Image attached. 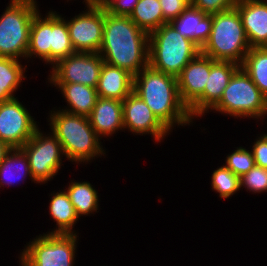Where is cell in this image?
<instances>
[{"label":"cell","mask_w":267,"mask_h":266,"mask_svg":"<svg viewBox=\"0 0 267 266\" xmlns=\"http://www.w3.org/2000/svg\"><path fill=\"white\" fill-rule=\"evenodd\" d=\"M104 60L99 53L75 52L50 68L48 83H78L96 88Z\"/></svg>","instance_id":"30bf717a"},{"label":"cell","mask_w":267,"mask_h":266,"mask_svg":"<svg viewBox=\"0 0 267 266\" xmlns=\"http://www.w3.org/2000/svg\"><path fill=\"white\" fill-rule=\"evenodd\" d=\"M69 0H67V2H68ZM72 1V0H71ZM84 2H85V4H101V0H83V4H84Z\"/></svg>","instance_id":"8d00e7d4"},{"label":"cell","mask_w":267,"mask_h":266,"mask_svg":"<svg viewBox=\"0 0 267 266\" xmlns=\"http://www.w3.org/2000/svg\"><path fill=\"white\" fill-rule=\"evenodd\" d=\"M129 17L140 29L148 34L164 24L159 0H138Z\"/></svg>","instance_id":"4316f807"},{"label":"cell","mask_w":267,"mask_h":266,"mask_svg":"<svg viewBox=\"0 0 267 266\" xmlns=\"http://www.w3.org/2000/svg\"><path fill=\"white\" fill-rule=\"evenodd\" d=\"M212 111L237 119L247 117L264 122L267 118V97L240 67L233 74L219 102L210 110Z\"/></svg>","instance_id":"8992f818"},{"label":"cell","mask_w":267,"mask_h":266,"mask_svg":"<svg viewBox=\"0 0 267 266\" xmlns=\"http://www.w3.org/2000/svg\"><path fill=\"white\" fill-rule=\"evenodd\" d=\"M171 23L181 35L202 48L211 34L212 15L203 14L200 10L189 6Z\"/></svg>","instance_id":"ffe728a7"},{"label":"cell","mask_w":267,"mask_h":266,"mask_svg":"<svg viewBox=\"0 0 267 266\" xmlns=\"http://www.w3.org/2000/svg\"><path fill=\"white\" fill-rule=\"evenodd\" d=\"M149 34L129 16L110 14L104 7L103 42L99 54L105 63L135 76L148 66Z\"/></svg>","instance_id":"6da1fadb"},{"label":"cell","mask_w":267,"mask_h":266,"mask_svg":"<svg viewBox=\"0 0 267 266\" xmlns=\"http://www.w3.org/2000/svg\"><path fill=\"white\" fill-rule=\"evenodd\" d=\"M190 6H191V4H192V2H193V0H185Z\"/></svg>","instance_id":"74e56055"},{"label":"cell","mask_w":267,"mask_h":266,"mask_svg":"<svg viewBox=\"0 0 267 266\" xmlns=\"http://www.w3.org/2000/svg\"><path fill=\"white\" fill-rule=\"evenodd\" d=\"M36 0H10L0 16V57L25 60L33 17L39 11Z\"/></svg>","instance_id":"52a82bcc"},{"label":"cell","mask_w":267,"mask_h":266,"mask_svg":"<svg viewBox=\"0 0 267 266\" xmlns=\"http://www.w3.org/2000/svg\"><path fill=\"white\" fill-rule=\"evenodd\" d=\"M241 66L230 61H215L211 58V68L202 97L189 109L190 116L197 117L209 113L221 99L224 89L229 84L233 74Z\"/></svg>","instance_id":"5bb4252c"},{"label":"cell","mask_w":267,"mask_h":266,"mask_svg":"<svg viewBox=\"0 0 267 266\" xmlns=\"http://www.w3.org/2000/svg\"><path fill=\"white\" fill-rule=\"evenodd\" d=\"M78 234L43 233L24 246L19 266H74ZM21 264V265H20Z\"/></svg>","instance_id":"ba28073f"},{"label":"cell","mask_w":267,"mask_h":266,"mask_svg":"<svg viewBox=\"0 0 267 266\" xmlns=\"http://www.w3.org/2000/svg\"><path fill=\"white\" fill-rule=\"evenodd\" d=\"M138 0H106L102 5L110 14L130 16Z\"/></svg>","instance_id":"836d02e7"},{"label":"cell","mask_w":267,"mask_h":266,"mask_svg":"<svg viewBox=\"0 0 267 266\" xmlns=\"http://www.w3.org/2000/svg\"><path fill=\"white\" fill-rule=\"evenodd\" d=\"M200 52L201 48L172 23H164L149 34L148 65L156 71L177 78Z\"/></svg>","instance_id":"277c9868"},{"label":"cell","mask_w":267,"mask_h":266,"mask_svg":"<svg viewBox=\"0 0 267 266\" xmlns=\"http://www.w3.org/2000/svg\"><path fill=\"white\" fill-rule=\"evenodd\" d=\"M65 188L79 219L99 212V193L89 181L73 179Z\"/></svg>","instance_id":"cb8c5ba5"},{"label":"cell","mask_w":267,"mask_h":266,"mask_svg":"<svg viewBox=\"0 0 267 266\" xmlns=\"http://www.w3.org/2000/svg\"><path fill=\"white\" fill-rule=\"evenodd\" d=\"M84 10L70 20L65 19L72 45L76 52L99 53L103 42L104 6L85 4Z\"/></svg>","instance_id":"8fae6325"},{"label":"cell","mask_w":267,"mask_h":266,"mask_svg":"<svg viewBox=\"0 0 267 266\" xmlns=\"http://www.w3.org/2000/svg\"><path fill=\"white\" fill-rule=\"evenodd\" d=\"M56 87L66 100L67 106L61 110L79 116L89 117L98 99L96 88L78 83H49ZM54 85V86H53Z\"/></svg>","instance_id":"44dd1931"},{"label":"cell","mask_w":267,"mask_h":266,"mask_svg":"<svg viewBox=\"0 0 267 266\" xmlns=\"http://www.w3.org/2000/svg\"><path fill=\"white\" fill-rule=\"evenodd\" d=\"M43 16L39 10L33 17L26 60L37 57L51 67L52 10Z\"/></svg>","instance_id":"d6986e66"},{"label":"cell","mask_w":267,"mask_h":266,"mask_svg":"<svg viewBox=\"0 0 267 266\" xmlns=\"http://www.w3.org/2000/svg\"><path fill=\"white\" fill-rule=\"evenodd\" d=\"M211 68V57L201 52L177 77L180 99L188 110L202 97Z\"/></svg>","instance_id":"9a60e30c"},{"label":"cell","mask_w":267,"mask_h":266,"mask_svg":"<svg viewBox=\"0 0 267 266\" xmlns=\"http://www.w3.org/2000/svg\"><path fill=\"white\" fill-rule=\"evenodd\" d=\"M75 52L65 17L52 10L51 66Z\"/></svg>","instance_id":"484cf974"},{"label":"cell","mask_w":267,"mask_h":266,"mask_svg":"<svg viewBox=\"0 0 267 266\" xmlns=\"http://www.w3.org/2000/svg\"><path fill=\"white\" fill-rule=\"evenodd\" d=\"M239 0H193L191 6L206 15H215L219 12L235 8Z\"/></svg>","instance_id":"1f68e13d"},{"label":"cell","mask_w":267,"mask_h":266,"mask_svg":"<svg viewBox=\"0 0 267 266\" xmlns=\"http://www.w3.org/2000/svg\"><path fill=\"white\" fill-rule=\"evenodd\" d=\"M27 176L29 180L38 184L33 179L25 152L21 148L10 149L0 163V188L15 185L22 180L26 181Z\"/></svg>","instance_id":"603a6c76"},{"label":"cell","mask_w":267,"mask_h":266,"mask_svg":"<svg viewBox=\"0 0 267 266\" xmlns=\"http://www.w3.org/2000/svg\"><path fill=\"white\" fill-rule=\"evenodd\" d=\"M59 191V192H58ZM53 191L49 201V216L56 222V228L46 233L79 234L73 228L79 222L75 208L65 189Z\"/></svg>","instance_id":"7402d4cb"},{"label":"cell","mask_w":267,"mask_h":266,"mask_svg":"<svg viewBox=\"0 0 267 266\" xmlns=\"http://www.w3.org/2000/svg\"><path fill=\"white\" fill-rule=\"evenodd\" d=\"M233 174L241 177L248 173L254 166V157L251 150L239 146L228 154L224 164Z\"/></svg>","instance_id":"f546056e"},{"label":"cell","mask_w":267,"mask_h":266,"mask_svg":"<svg viewBox=\"0 0 267 266\" xmlns=\"http://www.w3.org/2000/svg\"><path fill=\"white\" fill-rule=\"evenodd\" d=\"M257 135L251 151L253 153L255 165L267 169V133Z\"/></svg>","instance_id":"e575fe53"},{"label":"cell","mask_w":267,"mask_h":266,"mask_svg":"<svg viewBox=\"0 0 267 266\" xmlns=\"http://www.w3.org/2000/svg\"><path fill=\"white\" fill-rule=\"evenodd\" d=\"M58 109L54 107L49 111L47 121L50 131L62 145L66 160L78 165L88 164L106 155L88 117Z\"/></svg>","instance_id":"3957f363"},{"label":"cell","mask_w":267,"mask_h":266,"mask_svg":"<svg viewBox=\"0 0 267 266\" xmlns=\"http://www.w3.org/2000/svg\"><path fill=\"white\" fill-rule=\"evenodd\" d=\"M134 76L117 66L102 65L96 86L98 97L123 101L133 92Z\"/></svg>","instance_id":"ac0fdd59"},{"label":"cell","mask_w":267,"mask_h":266,"mask_svg":"<svg viewBox=\"0 0 267 266\" xmlns=\"http://www.w3.org/2000/svg\"><path fill=\"white\" fill-rule=\"evenodd\" d=\"M235 8L250 47H267V0H239Z\"/></svg>","instance_id":"2e32d148"},{"label":"cell","mask_w":267,"mask_h":266,"mask_svg":"<svg viewBox=\"0 0 267 266\" xmlns=\"http://www.w3.org/2000/svg\"><path fill=\"white\" fill-rule=\"evenodd\" d=\"M38 127L33 136L21 147L27 155L33 179L40 185L58 175L65 157L62 145L52 132Z\"/></svg>","instance_id":"9c48e42d"},{"label":"cell","mask_w":267,"mask_h":266,"mask_svg":"<svg viewBox=\"0 0 267 266\" xmlns=\"http://www.w3.org/2000/svg\"><path fill=\"white\" fill-rule=\"evenodd\" d=\"M21 62L14 58L0 57V102L14 98L21 82L26 79L27 65H22Z\"/></svg>","instance_id":"d4e9b609"},{"label":"cell","mask_w":267,"mask_h":266,"mask_svg":"<svg viewBox=\"0 0 267 266\" xmlns=\"http://www.w3.org/2000/svg\"><path fill=\"white\" fill-rule=\"evenodd\" d=\"M133 92L171 133L176 126H193L194 119L180 99L176 77L148 65L134 76Z\"/></svg>","instance_id":"7a4b0ae2"},{"label":"cell","mask_w":267,"mask_h":266,"mask_svg":"<svg viewBox=\"0 0 267 266\" xmlns=\"http://www.w3.org/2000/svg\"><path fill=\"white\" fill-rule=\"evenodd\" d=\"M10 149L4 142L0 141V163Z\"/></svg>","instance_id":"d590c367"},{"label":"cell","mask_w":267,"mask_h":266,"mask_svg":"<svg viewBox=\"0 0 267 266\" xmlns=\"http://www.w3.org/2000/svg\"><path fill=\"white\" fill-rule=\"evenodd\" d=\"M248 38L236 8L212 15L211 34L201 53L215 61L242 65L250 50Z\"/></svg>","instance_id":"5b68a950"},{"label":"cell","mask_w":267,"mask_h":266,"mask_svg":"<svg viewBox=\"0 0 267 266\" xmlns=\"http://www.w3.org/2000/svg\"><path fill=\"white\" fill-rule=\"evenodd\" d=\"M210 185L212 191L217 192L222 199H229L241 190L240 177L233 174L224 163L212 172Z\"/></svg>","instance_id":"f1b7e54d"},{"label":"cell","mask_w":267,"mask_h":266,"mask_svg":"<svg viewBox=\"0 0 267 266\" xmlns=\"http://www.w3.org/2000/svg\"><path fill=\"white\" fill-rule=\"evenodd\" d=\"M240 188H245L253 194L267 192V169L255 165L240 177Z\"/></svg>","instance_id":"4dcf8cb0"},{"label":"cell","mask_w":267,"mask_h":266,"mask_svg":"<svg viewBox=\"0 0 267 266\" xmlns=\"http://www.w3.org/2000/svg\"><path fill=\"white\" fill-rule=\"evenodd\" d=\"M241 67L267 97V47L250 48Z\"/></svg>","instance_id":"83f0119b"},{"label":"cell","mask_w":267,"mask_h":266,"mask_svg":"<svg viewBox=\"0 0 267 266\" xmlns=\"http://www.w3.org/2000/svg\"><path fill=\"white\" fill-rule=\"evenodd\" d=\"M122 106L124 132L128 130L133 135H151L155 143H161L171 133L135 92L122 101Z\"/></svg>","instance_id":"4fadbf2b"},{"label":"cell","mask_w":267,"mask_h":266,"mask_svg":"<svg viewBox=\"0 0 267 266\" xmlns=\"http://www.w3.org/2000/svg\"><path fill=\"white\" fill-rule=\"evenodd\" d=\"M88 118L100 139L113 136L124 130L122 101L98 97Z\"/></svg>","instance_id":"e0dca14e"},{"label":"cell","mask_w":267,"mask_h":266,"mask_svg":"<svg viewBox=\"0 0 267 266\" xmlns=\"http://www.w3.org/2000/svg\"><path fill=\"white\" fill-rule=\"evenodd\" d=\"M164 23H171L190 5L185 0H159Z\"/></svg>","instance_id":"d6a6232c"},{"label":"cell","mask_w":267,"mask_h":266,"mask_svg":"<svg viewBox=\"0 0 267 266\" xmlns=\"http://www.w3.org/2000/svg\"><path fill=\"white\" fill-rule=\"evenodd\" d=\"M33 117L17 97L0 102V141L21 148L39 127Z\"/></svg>","instance_id":"7c38bea8"}]
</instances>
